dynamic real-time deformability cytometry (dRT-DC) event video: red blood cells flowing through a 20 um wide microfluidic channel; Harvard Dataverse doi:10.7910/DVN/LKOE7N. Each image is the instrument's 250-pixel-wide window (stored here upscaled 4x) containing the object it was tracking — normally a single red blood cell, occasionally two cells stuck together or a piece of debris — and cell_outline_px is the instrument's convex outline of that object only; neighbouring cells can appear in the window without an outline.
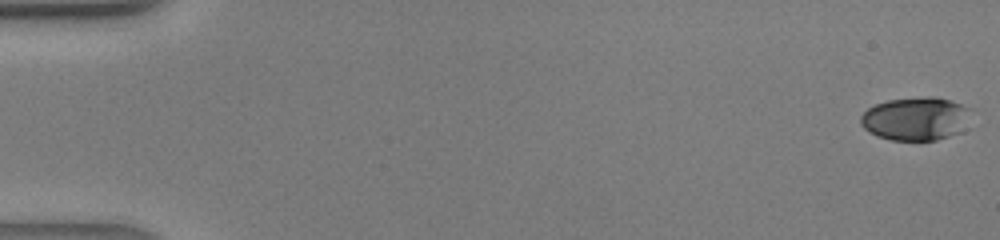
{"species": "human", "species_latin": "Homo sapiens", "temperature_condition": "warm", "stored_images_in_passage": 42, "camera_frame_rate_fps": 3000, "um_per_image_px": 0.085, "donor": {"sex": "male"}, "frame": {"image": 1, "passage_image": 1, "time_ms": 0.0, "image_size_px": [1000, 240], "cell_outline_px": [[972, 108], [960, 132], [936, 140], [892, 140], [876, 136], [868, 132], [860, 124], [860, 116], [868, 108], [876, 104], [888, 100], [924, 96], [936, 96]], "centroid_in_image_um": [77.79, 10.08], "position_along_channel_um": 7.2, "area_um2": 27.8}}
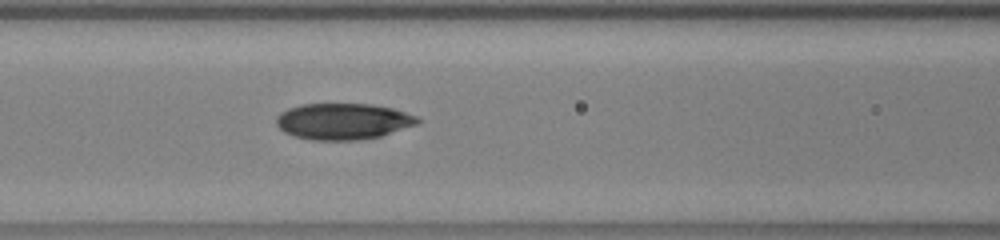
{"frame": {"image": 2, "passage_image": 19, "time_ms": 6.0, "image_size_px": [1000, 240], "cell_outline_px": [[420, 120], [416, 124], [380, 136], [360, 140], [312, 140], [292, 136], [284, 132], [276, 124], [276, 116], [280, 112], [288, 108], [304, 104], [368, 104], [392, 108], [416, 116]], "centroid_in_image_um": [29.1, 10.32], "position_along_channel_um": 137.5, "area_um2": 29.71}}
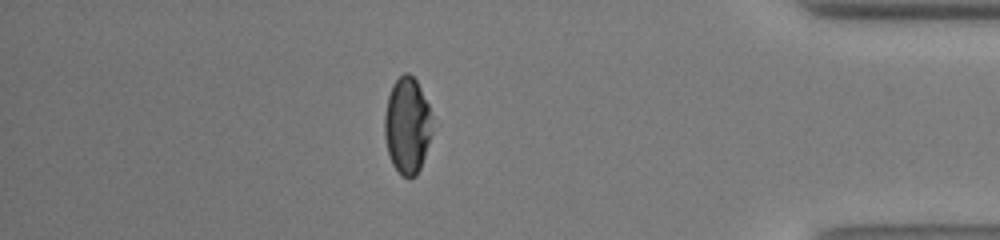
{"frame": {"image": 3, "passage_image": 37, "time_ms": 12.0, "image_size_px": [1000, 240], "cell_outline_px": [[440, 124], [420, 168], [416, 176], [408, 180], [400, 176], [392, 164], [388, 152], [384, 136], [384, 116], [388, 96], [392, 84], [404, 72], [408, 72], [416, 80]], "centroid_in_image_um": [34.72, 10.71], "position_along_channel_um": 400.5, "area_um2": 28.61}}